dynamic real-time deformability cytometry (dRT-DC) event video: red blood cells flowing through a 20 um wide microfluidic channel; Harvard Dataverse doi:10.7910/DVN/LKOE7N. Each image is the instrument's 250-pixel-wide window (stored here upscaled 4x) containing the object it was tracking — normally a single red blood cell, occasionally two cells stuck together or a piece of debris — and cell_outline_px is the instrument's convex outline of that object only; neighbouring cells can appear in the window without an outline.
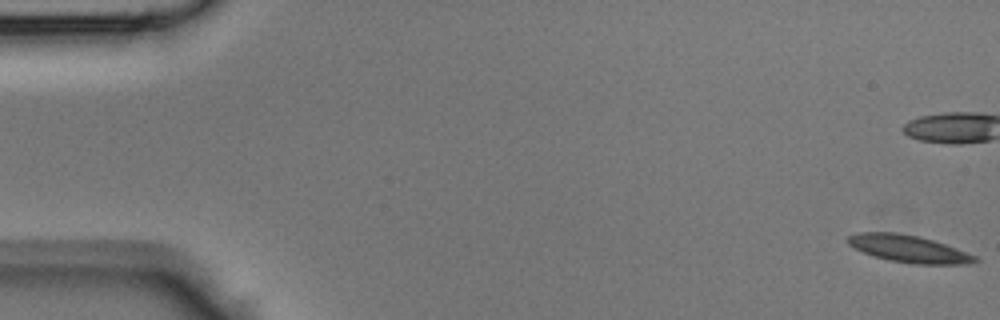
{"species": "Egyptian fruit bat (a non-hibernating species)", "species_latin": "Rousettus aegyptiacus", "temperature_condition": "room temperature", "stored_images_in_passage": 45, "camera_frame_rate_fps": 3000, "um_per_image_px": 0.085, "animal": {"sex": "male"}, "frame": {"image": 1, "passage_image": 1, "time_ms": 0.0, "image_size_px": [1000, 320], "cell_outline_px": [[980, 260], [968, 264], [916, 264], [888, 260], [872, 256], [848, 244], [848, 236], [856, 232], [896, 232], [916, 236], [932, 240], [956, 248], [976, 256]], "centroid_in_image_um": [77.23, 21.15], "position_along_channel_um": 7.8, "area_um2": 20.0}}